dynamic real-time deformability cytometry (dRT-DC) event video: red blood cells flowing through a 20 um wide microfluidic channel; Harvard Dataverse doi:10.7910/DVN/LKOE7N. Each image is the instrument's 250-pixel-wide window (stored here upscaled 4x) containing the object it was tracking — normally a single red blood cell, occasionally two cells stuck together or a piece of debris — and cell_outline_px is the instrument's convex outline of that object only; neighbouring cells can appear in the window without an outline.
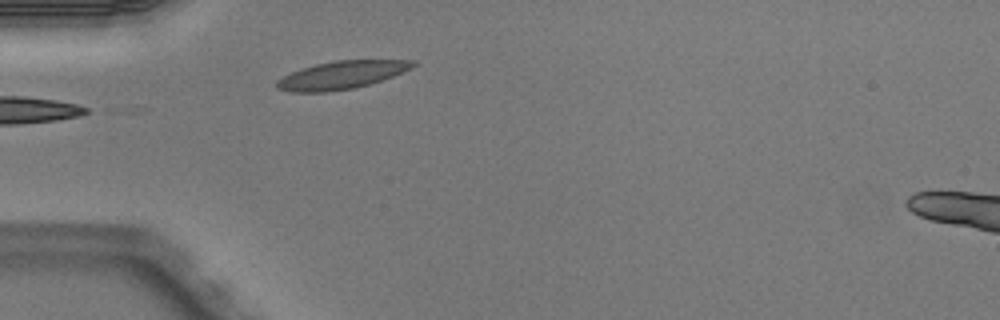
{"species": "Egyptian fruit bat (a non-hibernating species)", "species_latin": "Rousettus aegyptiacus", "temperature_condition": "warm", "stored_images_in_passage": 7, "camera_frame_rate_fps": 3000, "um_per_image_px": 0.085, "animal": {"sex": "male"}, "frame": {"image": 1, "passage_image": 6, "time_ms": 1.667, "image_size_px": [1000, 320], "cell_outline_px": [[416, 64], [412, 68], [404, 72], [368, 84], [352, 88], [324, 92], [292, 92], [276, 88], [276, 80], [292, 72], [316, 64], [336, 60], [416, 60]], "centroid_in_image_um": [29.04, 6.37], "position_along_channel_um": 56.0, "area_um2": 21.85}}